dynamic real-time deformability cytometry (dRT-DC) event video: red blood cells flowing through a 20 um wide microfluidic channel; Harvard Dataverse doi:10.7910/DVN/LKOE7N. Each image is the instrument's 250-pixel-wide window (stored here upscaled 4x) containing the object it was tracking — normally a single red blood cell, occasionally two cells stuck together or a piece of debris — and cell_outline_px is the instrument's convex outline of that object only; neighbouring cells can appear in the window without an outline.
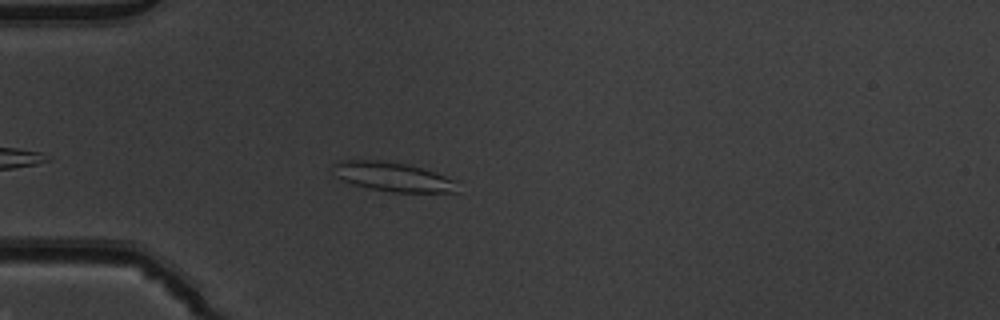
{"species": "common noctule bat (a hibernating species)", "species_latin": "Nyctalus noctula", "temperature_condition": "warm", "stored_images_in_passage": 39, "camera_frame_rate_fps": 3000, "um_per_image_px": 0.085, "animal": {"sex": "male", "body_mass_g": 19.5, "forearm_length_mm": 54.6}, "frame": {"image": 1, "passage_image": 4, "time_ms": 1.0, "image_size_px": [1000, 320], "cell_outline_px": [[460, 192], [392, 192], [368, 188], [352, 184], [336, 176], [332, 164], [340, 160], [380, 160], [404, 164], [420, 168], [460, 180]], "centroid_in_image_um": [33.47, 15.04], "position_along_channel_um": 51.5, "area_um2": 21.33}}
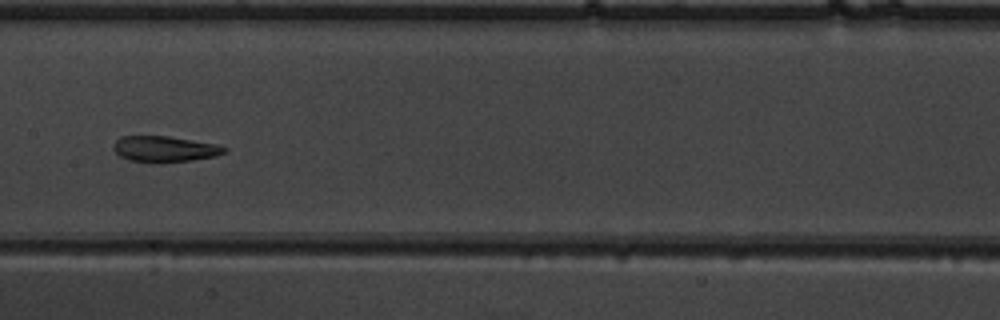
{"frame": {"image": 2, "passage_image": 16, "time_ms": 5.0, "image_size_px": [1000, 320], "cell_outline_px": [[228, 148], [224, 152], [216, 156], [192, 160], [156, 164], [128, 160], [120, 156], [112, 148], [112, 144], [120, 136], [168, 136], [216, 144]], "centroid_in_image_um": [13.95, 12.68], "position_along_channel_um": 193.5, "area_um2": 16.99}}
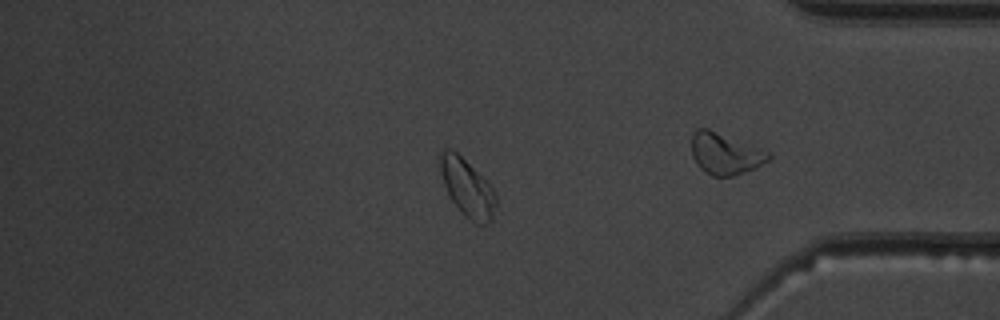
{"frame": {"image": 3, "passage_image": 30, "time_ms": 9.667, "image_size_px": [1000, 320], "cell_outline_px": [[496, 204], [492, 220], [484, 224], [480, 224], [464, 216], [460, 212], [452, 200], [444, 184], [440, 172], [440, 152], [444, 148], [452, 148], [496, 192]], "centroid_in_image_um": [39.7, 15.97], "position_along_channel_um": 395.5, "area_um2": 18.26}, "authors_computed_cell_mechanics": {"area_um2": 17.9758, "velocity_mm_per_s": 3.8908, "shape_relaxation_time_tau1_ms": null, "shape_relaxation_time_tau2_ms": 2.0479, "deformation_change_tau1": null, "deformation_change_tau2": 0.0943}}